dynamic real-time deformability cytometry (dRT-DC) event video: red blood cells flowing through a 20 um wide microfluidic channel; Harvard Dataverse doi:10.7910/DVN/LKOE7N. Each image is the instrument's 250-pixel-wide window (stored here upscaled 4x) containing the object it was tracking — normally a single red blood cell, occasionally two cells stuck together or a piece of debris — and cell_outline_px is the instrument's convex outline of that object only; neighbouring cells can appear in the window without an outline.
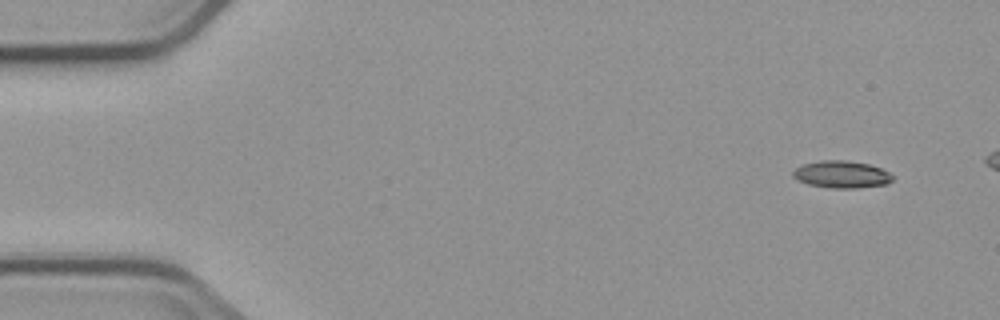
{"species": "common noctule bat (a hibernating species)", "species_latin": "Nyctalus noctula", "temperature_condition": "cold", "stored_images_in_passage": 5, "camera_frame_rate_fps": 3000, "um_per_image_px": 0.085, "animal": {"sex": "male", "body_mass_g": 23.1, "forearm_length_mm": 52.7}, "frame": {"image": 1, "passage_image": 1, "time_ms": 0.0, "image_size_px": [1000, 320], "cell_outline_px": [[892, 180], [888, 184], [856, 188], [832, 188], [808, 184], [792, 176], [792, 172], [796, 168], [804, 164], [820, 160], [844, 160], [868, 164], [880, 168], [888, 172], [892, 176]], "centroid_in_image_um": [71.53, 14.82], "position_along_channel_um": 13.5, "area_um2": 15.61}}